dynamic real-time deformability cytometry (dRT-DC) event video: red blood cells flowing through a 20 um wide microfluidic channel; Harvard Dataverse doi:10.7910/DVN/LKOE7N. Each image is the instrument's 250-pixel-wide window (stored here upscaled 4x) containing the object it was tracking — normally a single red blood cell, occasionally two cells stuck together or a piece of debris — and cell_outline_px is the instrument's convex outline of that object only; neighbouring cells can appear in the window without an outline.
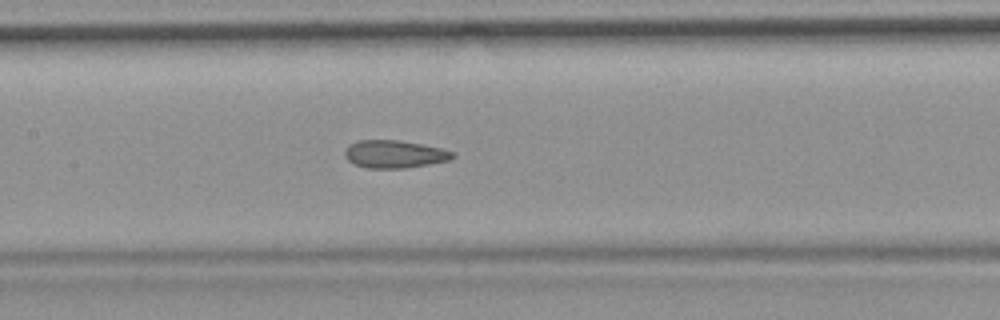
{"species": "common noctule bat (a hibernating species)", "species_latin": "Nyctalus noctula", "temperature_condition": "room temperature", "stored_images_in_passage": 45, "camera_frame_rate_fps": 3000, "um_per_image_px": 0.085, "animal": {"sex": "female", "body_mass_g": 19.9}, "frame": {"image": 1, "passage_image": 26, "time_ms": 8.333, "image_size_px": [1000, 320], "cell_outline_px": [[456, 156], [452, 160], [404, 168], [368, 168], [356, 164], [348, 160], [344, 156], [344, 152], [348, 144], [360, 140], [400, 140], [444, 148], [452, 152]], "centroid_in_image_um": [33.55, 13.09], "position_along_channel_um": 173.8, "area_um2": 17.51}}